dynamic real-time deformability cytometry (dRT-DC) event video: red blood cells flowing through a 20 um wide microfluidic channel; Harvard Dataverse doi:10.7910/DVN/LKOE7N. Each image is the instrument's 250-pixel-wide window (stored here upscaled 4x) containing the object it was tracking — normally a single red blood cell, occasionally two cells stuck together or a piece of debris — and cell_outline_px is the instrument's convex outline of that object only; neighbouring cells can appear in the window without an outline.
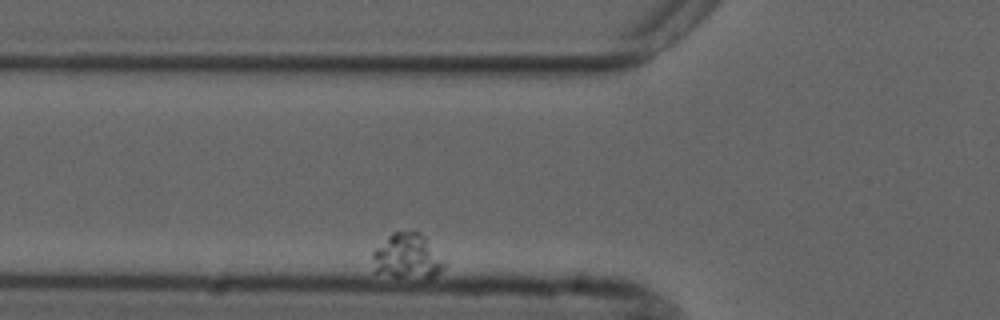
{"species": "common noctule bat (a hibernating species)", "species_latin": "Nyctalus noctula", "temperature_condition": "cold", "stored_images_in_passage": 7, "camera_frame_rate_fps": 3000, "um_per_image_px": 0.085, "animal": {"sex": "male", "forearm_length_mm": 52.5}, "frame": {"image": 1, "passage_image": 7, "time_ms": 7.0, "image_size_px": [1000, 320], "cell_outline_px": [[444, 268], [436, 276], [392, 276], [376, 272], [372, 256], [372, 252], [392, 232], [420, 232], [424, 236], [444, 264]], "centroid_in_image_um": [34.57, 21.77], "position_along_channel_um": 91.2, "area_um2": 17.98}}